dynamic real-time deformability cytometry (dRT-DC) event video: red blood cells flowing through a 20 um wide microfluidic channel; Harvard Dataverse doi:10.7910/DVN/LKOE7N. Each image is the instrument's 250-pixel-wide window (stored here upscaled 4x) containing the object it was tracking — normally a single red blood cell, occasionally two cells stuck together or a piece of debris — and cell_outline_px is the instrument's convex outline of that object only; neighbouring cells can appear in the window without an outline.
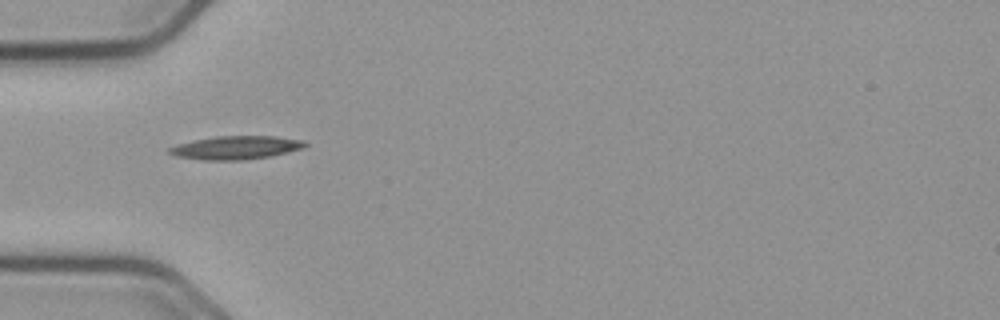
{"species": "common noctule bat (a hibernating species)", "species_latin": "Nyctalus noctula", "temperature_condition": "cold", "stored_images_in_passage": 39, "camera_frame_rate_fps": 3000, "um_per_image_px": 0.085, "animal": {"sex": "male", "body_mass_g": 23.1, "forearm_length_mm": 52.7}, "frame": {"image": 1, "passage_image": 1, "time_ms": 0.0, "image_size_px": [1000, 320], "cell_outline_px": [[308, 144], [300, 148], [268, 156], [240, 160], [204, 160], [176, 156], [168, 152], [168, 148], [176, 144], [216, 136], [272, 136], [300, 140]], "centroid_in_image_um": [19.96, 12.54], "position_along_channel_um": 65.0, "area_um2": 17.98}}
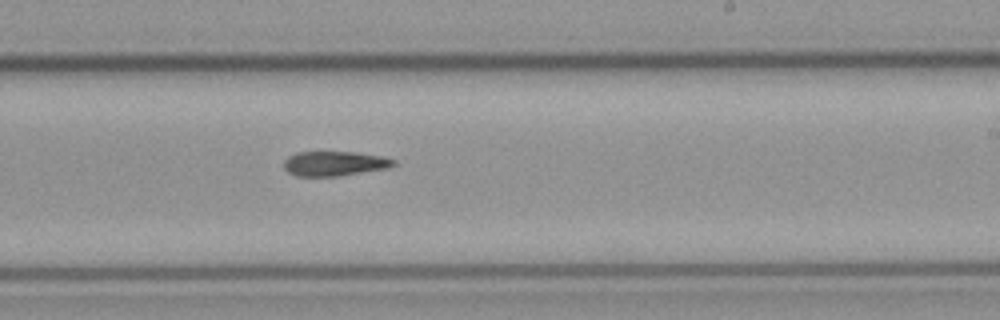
{"frame": {"image": 2, "passage_image": 17, "time_ms": 5.333, "image_size_px": [1000, 320], "cell_outline_px": [[396, 164], [388, 168], [340, 176], [296, 176], [288, 172], [284, 168], [284, 160], [288, 156], [296, 152], [356, 152], [380, 156], [396, 160]], "centroid_in_image_um": [28.42, 13.9], "position_along_channel_um": 260.6, "area_um2": 15.84}}
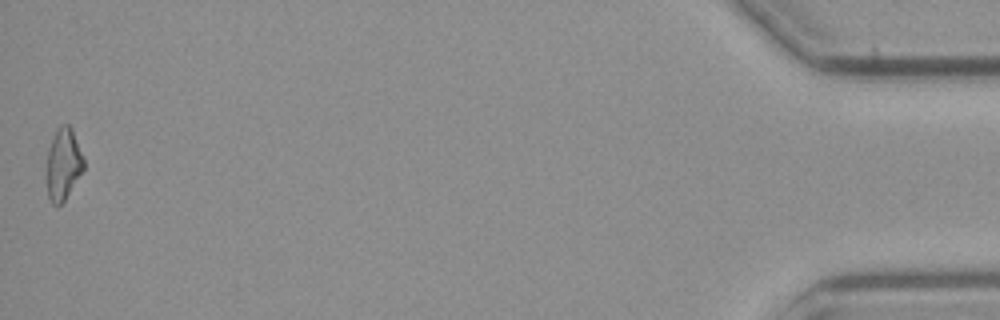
{"frame": {"image": 3, "passage_image": 39, "time_ms": 12.667, "image_size_px": [1000, 320], "cell_outline_px": [[84, 168], [64, 200], [60, 204], [52, 204], [48, 196], [44, 176], [44, 168], [48, 148], [56, 128], [60, 124], [68, 124], [72, 128], [84, 160]], "centroid_in_image_um": [5.31, 13.93], "position_along_channel_um": 429.9, "area_um2": 15.9}}